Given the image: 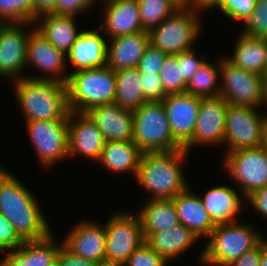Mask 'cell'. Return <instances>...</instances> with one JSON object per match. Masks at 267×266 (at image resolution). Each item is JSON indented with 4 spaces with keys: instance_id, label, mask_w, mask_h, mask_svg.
Segmentation results:
<instances>
[{
    "instance_id": "1",
    "label": "cell",
    "mask_w": 267,
    "mask_h": 266,
    "mask_svg": "<svg viewBox=\"0 0 267 266\" xmlns=\"http://www.w3.org/2000/svg\"><path fill=\"white\" fill-rule=\"evenodd\" d=\"M28 189L0 166V213L24 241L42 239L52 232L38 200Z\"/></svg>"
},
{
    "instance_id": "2",
    "label": "cell",
    "mask_w": 267,
    "mask_h": 266,
    "mask_svg": "<svg viewBox=\"0 0 267 266\" xmlns=\"http://www.w3.org/2000/svg\"><path fill=\"white\" fill-rule=\"evenodd\" d=\"M187 154L184 149L142 154L135 178L151 193L150 199H173L189 187L181 169Z\"/></svg>"
},
{
    "instance_id": "3",
    "label": "cell",
    "mask_w": 267,
    "mask_h": 266,
    "mask_svg": "<svg viewBox=\"0 0 267 266\" xmlns=\"http://www.w3.org/2000/svg\"><path fill=\"white\" fill-rule=\"evenodd\" d=\"M14 86L26 121L68 120L66 84L24 77L16 80Z\"/></svg>"
},
{
    "instance_id": "4",
    "label": "cell",
    "mask_w": 267,
    "mask_h": 266,
    "mask_svg": "<svg viewBox=\"0 0 267 266\" xmlns=\"http://www.w3.org/2000/svg\"><path fill=\"white\" fill-rule=\"evenodd\" d=\"M66 83L70 111L86 113L100 104L114 103L115 71L107 66L72 72Z\"/></svg>"
},
{
    "instance_id": "5",
    "label": "cell",
    "mask_w": 267,
    "mask_h": 266,
    "mask_svg": "<svg viewBox=\"0 0 267 266\" xmlns=\"http://www.w3.org/2000/svg\"><path fill=\"white\" fill-rule=\"evenodd\" d=\"M245 223L237 221L216 225L207 237L210 238L199 257L201 264L210 266H227L259 244L262 235Z\"/></svg>"
},
{
    "instance_id": "6",
    "label": "cell",
    "mask_w": 267,
    "mask_h": 266,
    "mask_svg": "<svg viewBox=\"0 0 267 266\" xmlns=\"http://www.w3.org/2000/svg\"><path fill=\"white\" fill-rule=\"evenodd\" d=\"M199 13L200 10L191 6H181L148 31L149 43L168 55L193 49L194 41L202 31Z\"/></svg>"
},
{
    "instance_id": "7",
    "label": "cell",
    "mask_w": 267,
    "mask_h": 266,
    "mask_svg": "<svg viewBox=\"0 0 267 266\" xmlns=\"http://www.w3.org/2000/svg\"><path fill=\"white\" fill-rule=\"evenodd\" d=\"M133 113V142L143 153L183 149L173 138L161 101L146 102Z\"/></svg>"
},
{
    "instance_id": "8",
    "label": "cell",
    "mask_w": 267,
    "mask_h": 266,
    "mask_svg": "<svg viewBox=\"0 0 267 266\" xmlns=\"http://www.w3.org/2000/svg\"><path fill=\"white\" fill-rule=\"evenodd\" d=\"M222 59V60H221ZM220 59L219 96L228 104L256 107L264 103V77L244 70L226 57Z\"/></svg>"
},
{
    "instance_id": "9",
    "label": "cell",
    "mask_w": 267,
    "mask_h": 266,
    "mask_svg": "<svg viewBox=\"0 0 267 266\" xmlns=\"http://www.w3.org/2000/svg\"><path fill=\"white\" fill-rule=\"evenodd\" d=\"M258 109L228 104L223 141L224 146L227 145L226 152L262 145L267 115H260Z\"/></svg>"
},
{
    "instance_id": "10",
    "label": "cell",
    "mask_w": 267,
    "mask_h": 266,
    "mask_svg": "<svg viewBox=\"0 0 267 266\" xmlns=\"http://www.w3.org/2000/svg\"><path fill=\"white\" fill-rule=\"evenodd\" d=\"M126 212V213H125ZM105 261L124 265L129 256L145 242L138 214L121 212L111 215L105 224Z\"/></svg>"
},
{
    "instance_id": "11",
    "label": "cell",
    "mask_w": 267,
    "mask_h": 266,
    "mask_svg": "<svg viewBox=\"0 0 267 266\" xmlns=\"http://www.w3.org/2000/svg\"><path fill=\"white\" fill-rule=\"evenodd\" d=\"M224 166L242 197L267 186V155L262 146L225 152Z\"/></svg>"
},
{
    "instance_id": "12",
    "label": "cell",
    "mask_w": 267,
    "mask_h": 266,
    "mask_svg": "<svg viewBox=\"0 0 267 266\" xmlns=\"http://www.w3.org/2000/svg\"><path fill=\"white\" fill-rule=\"evenodd\" d=\"M31 142L43 167L68 158V120L25 121Z\"/></svg>"
},
{
    "instance_id": "13",
    "label": "cell",
    "mask_w": 267,
    "mask_h": 266,
    "mask_svg": "<svg viewBox=\"0 0 267 266\" xmlns=\"http://www.w3.org/2000/svg\"><path fill=\"white\" fill-rule=\"evenodd\" d=\"M34 23L0 24V77L19 80L26 68L27 42L30 32L26 26ZM25 28V29H24Z\"/></svg>"
},
{
    "instance_id": "14",
    "label": "cell",
    "mask_w": 267,
    "mask_h": 266,
    "mask_svg": "<svg viewBox=\"0 0 267 266\" xmlns=\"http://www.w3.org/2000/svg\"><path fill=\"white\" fill-rule=\"evenodd\" d=\"M227 107L221 96L201 98L193 137L183 149L189 152L196 145L223 144Z\"/></svg>"
},
{
    "instance_id": "15",
    "label": "cell",
    "mask_w": 267,
    "mask_h": 266,
    "mask_svg": "<svg viewBox=\"0 0 267 266\" xmlns=\"http://www.w3.org/2000/svg\"><path fill=\"white\" fill-rule=\"evenodd\" d=\"M161 102L173 138L183 148L193 137L201 97L187 92L172 93Z\"/></svg>"
},
{
    "instance_id": "16",
    "label": "cell",
    "mask_w": 267,
    "mask_h": 266,
    "mask_svg": "<svg viewBox=\"0 0 267 266\" xmlns=\"http://www.w3.org/2000/svg\"><path fill=\"white\" fill-rule=\"evenodd\" d=\"M66 54L56 49L35 27L31 29L27 42L26 66L31 64L46 76L34 77V80L57 81L66 84L69 75L63 76L66 64ZM49 76H48V75Z\"/></svg>"
},
{
    "instance_id": "17",
    "label": "cell",
    "mask_w": 267,
    "mask_h": 266,
    "mask_svg": "<svg viewBox=\"0 0 267 266\" xmlns=\"http://www.w3.org/2000/svg\"><path fill=\"white\" fill-rule=\"evenodd\" d=\"M104 144L101 131L87 113L69 112V157L80 154L97 162L100 160Z\"/></svg>"
},
{
    "instance_id": "18",
    "label": "cell",
    "mask_w": 267,
    "mask_h": 266,
    "mask_svg": "<svg viewBox=\"0 0 267 266\" xmlns=\"http://www.w3.org/2000/svg\"><path fill=\"white\" fill-rule=\"evenodd\" d=\"M72 254L96 263L105 261V226L83 220L77 224L62 241Z\"/></svg>"
},
{
    "instance_id": "19",
    "label": "cell",
    "mask_w": 267,
    "mask_h": 266,
    "mask_svg": "<svg viewBox=\"0 0 267 266\" xmlns=\"http://www.w3.org/2000/svg\"><path fill=\"white\" fill-rule=\"evenodd\" d=\"M103 22L99 24L109 39L145 31L142 28L137 0H103Z\"/></svg>"
},
{
    "instance_id": "20",
    "label": "cell",
    "mask_w": 267,
    "mask_h": 266,
    "mask_svg": "<svg viewBox=\"0 0 267 266\" xmlns=\"http://www.w3.org/2000/svg\"><path fill=\"white\" fill-rule=\"evenodd\" d=\"M97 124L105 142L133 141V113L116 103L100 104L86 112Z\"/></svg>"
},
{
    "instance_id": "21",
    "label": "cell",
    "mask_w": 267,
    "mask_h": 266,
    "mask_svg": "<svg viewBox=\"0 0 267 266\" xmlns=\"http://www.w3.org/2000/svg\"><path fill=\"white\" fill-rule=\"evenodd\" d=\"M53 236L51 232L45 238L24 241L19 248L5 254L0 266H55L63 242L56 243Z\"/></svg>"
},
{
    "instance_id": "22",
    "label": "cell",
    "mask_w": 267,
    "mask_h": 266,
    "mask_svg": "<svg viewBox=\"0 0 267 266\" xmlns=\"http://www.w3.org/2000/svg\"><path fill=\"white\" fill-rule=\"evenodd\" d=\"M99 31V27L97 30H82L66 54L70 65L76 69L74 72L107 65L108 41Z\"/></svg>"
},
{
    "instance_id": "23",
    "label": "cell",
    "mask_w": 267,
    "mask_h": 266,
    "mask_svg": "<svg viewBox=\"0 0 267 266\" xmlns=\"http://www.w3.org/2000/svg\"><path fill=\"white\" fill-rule=\"evenodd\" d=\"M107 44V67L113 71L136 68L149 43L148 31L122 35Z\"/></svg>"
},
{
    "instance_id": "24",
    "label": "cell",
    "mask_w": 267,
    "mask_h": 266,
    "mask_svg": "<svg viewBox=\"0 0 267 266\" xmlns=\"http://www.w3.org/2000/svg\"><path fill=\"white\" fill-rule=\"evenodd\" d=\"M189 190L190 187L173 198L179 222L199 239L207 238L216 225L204 208L200 196H196Z\"/></svg>"
},
{
    "instance_id": "25",
    "label": "cell",
    "mask_w": 267,
    "mask_h": 266,
    "mask_svg": "<svg viewBox=\"0 0 267 266\" xmlns=\"http://www.w3.org/2000/svg\"><path fill=\"white\" fill-rule=\"evenodd\" d=\"M236 190L228 186H216L200 197L204 208L215 225L236 222L242 208V200ZM242 199V200H241Z\"/></svg>"
},
{
    "instance_id": "26",
    "label": "cell",
    "mask_w": 267,
    "mask_h": 266,
    "mask_svg": "<svg viewBox=\"0 0 267 266\" xmlns=\"http://www.w3.org/2000/svg\"><path fill=\"white\" fill-rule=\"evenodd\" d=\"M145 242L167 261L175 260L199 239L191 230L179 223L169 230L144 235Z\"/></svg>"
},
{
    "instance_id": "27",
    "label": "cell",
    "mask_w": 267,
    "mask_h": 266,
    "mask_svg": "<svg viewBox=\"0 0 267 266\" xmlns=\"http://www.w3.org/2000/svg\"><path fill=\"white\" fill-rule=\"evenodd\" d=\"M74 18L75 16L45 14L37 18L35 28L56 49L67 54L81 33L77 30Z\"/></svg>"
},
{
    "instance_id": "28",
    "label": "cell",
    "mask_w": 267,
    "mask_h": 266,
    "mask_svg": "<svg viewBox=\"0 0 267 266\" xmlns=\"http://www.w3.org/2000/svg\"><path fill=\"white\" fill-rule=\"evenodd\" d=\"M226 58L244 70L263 76L267 69V39L240 33L234 55Z\"/></svg>"
},
{
    "instance_id": "29",
    "label": "cell",
    "mask_w": 267,
    "mask_h": 266,
    "mask_svg": "<svg viewBox=\"0 0 267 266\" xmlns=\"http://www.w3.org/2000/svg\"><path fill=\"white\" fill-rule=\"evenodd\" d=\"M143 152L133 141L105 142L100 160L106 169L117 173H133L136 177Z\"/></svg>"
},
{
    "instance_id": "30",
    "label": "cell",
    "mask_w": 267,
    "mask_h": 266,
    "mask_svg": "<svg viewBox=\"0 0 267 266\" xmlns=\"http://www.w3.org/2000/svg\"><path fill=\"white\" fill-rule=\"evenodd\" d=\"M137 214L141 221L143 235L169 230L180 223L173 199H149Z\"/></svg>"
},
{
    "instance_id": "31",
    "label": "cell",
    "mask_w": 267,
    "mask_h": 266,
    "mask_svg": "<svg viewBox=\"0 0 267 266\" xmlns=\"http://www.w3.org/2000/svg\"><path fill=\"white\" fill-rule=\"evenodd\" d=\"M115 77L114 103L126 110L135 111L148 102L143 95L141 73L137 67L115 71Z\"/></svg>"
},
{
    "instance_id": "32",
    "label": "cell",
    "mask_w": 267,
    "mask_h": 266,
    "mask_svg": "<svg viewBox=\"0 0 267 266\" xmlns=\"http://www.w3.org/2000/svg\"><path fill=\"white\" fill-rule=\"evenodd\" d=\"M220 62L215 66L206 61L187 83L186 92L201 98L219 96Z\"/></svg>"
},
{
    "instance_id": "33",
    "label": "cell",
    "mask_w": 267,
    "mask_h": 266,
    "mask_svg": "<svg viewBox=\"0 0 267 266\" xmlns=\"http://www.w3.org/2000/svg\"><path fill=\"white\" fill-rule=\"evenodd\" d=\"M142 28L149 31L160 25L181 6L174 0H137Z\"/></svg>"
},
{
    "instance_id": "34",
    "label": "cell",
    "mask_w": 267,
    "mask_h": 266,
    "mask_svg": "<svg viewBox=\"0 0 267 266\" xmlns=\"http://www.w3.org/2000/svg\"><path fill=\"white\" fill-rule=\"evenodd\" d=\"M34 23L32 0H0V24Z\"/></svg>"
},
{
    "instance_id": "35",
    "label": "cell",
    "mask_w": 267,
    "mask_h": 266,
    "mask_svg": "<svg viewBox=\"0 0 267 266\" xmlns=\"http://www.w3.org/2000/svg\"><path fill=\"white\" fill-rule=\"evenodd\" d=\"M159 75L167 94L186 92L187 83L182 78L181 66L175 55L166 57Z\"/></svg>"
},
{
    "instance_id": "36",
    "label": "cell",
    "mask_w": 267,
    "mask_h": 266,
    "mask_svg": "<svg viewBox=\"0 0 267 266\" xmlns=\"http://www.w3.org/2000/svg\"><path fill=\"white\" fill-rule=\"evenodd\" d=\"M243 34L267 39V0H256L251 16L244 23Z\"/></svg>"
},
{
    "instance_id": "37",
    "label": "cell",
    "mask_w": 267,
    "mask_h": 266,
    "mask_svg": "<svg viewBox=\"0 0 267 266\" xmlns=\"http://www.w3.org/2000/svg\"><path fill=\"white\" fill-rule=\"evenodd\" d=\"M256 0H220L219 7L223 14L234 21L245 23L255 8Z\"/></svg>"
},
{
    "instance_id": "38",
    "label": "cell",
    "mask_w": 267,
    "mask_h": 266,
    "mask_svg": "<svg viewBox=\"0 0 267 266\" xmlns=\"http://www.w3.org/2000/svg\"><path fill=\"white\" fill-rule=\"evenodd\" d=\"M167 263L169 261L144 242L135 249L123 266H167Z\"/></svg>"
},
{
    "instance_id": "39",
    "label": "cell",
    "mask_w": 267,
    "mask_h": 266,
    "mask_svg": "<svg viewBox=\"0 0 267 266\" xmlns=\"http://www.w3.org/2000/svg\"><path fill=\"white\" fill-rule=\"evenodd\" d=\"M167 56L168 54L149 44L137 68L141 74H159Z\"/></svg>"
},
{
    "instance_id": "40",
    "label": "cell",
    "mask_w": 267,
    "mask_h": 266,
    "mask_svg": "<svg viewBox=\"0 0 267 266\" xmlns=\"http://www.w3.org/2000/svg\"><path fill=\"white\" fill-rule=\"evenodd\" d=\"M196 51L193 49L175 54L179 66H181L182 78L188 83L194 74L206 62V56H196Z\"/></svg>"
},
{
    "instance_id": "41",
    "label": "cell",
    "mask_w": 267,
    "mask_h": 266,
    "mask_svg": "<svg viewBox=\"0 0 267 266\" xmlns=\"http://www.w3.org/2000/svg\"><path fill=\"white\" fill-rule=\"evenodd\" d=\"M24 240L14 226L0 213V251H12L19 248Z\"/></svg>"
},
{
    "instance_id": "42",
    "label": "cell",
    "mask_w": 267,
    "mask_h": 266,
    "mask_svg": "<svg viewBox=\"0 0 267 266\" xmlns=\"http://www.w3.org/2000/svg\"><path fill=\"white\" fill-rule=\"evenodd\" d=\"M141 80L143 95L148 102L162 101L168 95L159 74H141Z\"/></svg>"
},
{
    "instance_id": "43",
    "label": "cell",
    "mask_w": 267,
    "mask_h": 266,
    "mask_svg": "<svg viewBox=\"0 0 267 266\" xmlns=\"http://www.w3.org/2000/svg\"><path fill=\"white\" fill-rule=\"evenodd\" d=\"M95 0H57V5L53 15L75 16L83 14L85 10L91 8Z\"/></svg>"
},
{
    "instance_id": "44",
    "label": "cell",
    "mask_w": 267,
    "mask_h": 266,
    "mask_svg": "<svg viewBox=\"0 0 267 266\" xmlns=\"http://www.w3.org/2000/svg\"><path fill=\"white\" fill-rule=\"evenodd\" d=\"M55 266H96V262L76 256L62 245L58 252Z\"/></svg>"
},
{
    "instance_id": "45",
    "label": "cell",
    "mask_w": 267,
    "mask_h": 266,
    "mask_svg": "<svg viewBox=\"0 0 267 266\" xmlns=\"http://www.w3.org/2000/svg\"><path fill=\"white\" fill-rule=\"evenodd\" d=\"M244 200L267 219V186L252 192Z\"/></svg>"
},
{
    "instance_id": "46",
    "label": "cell",
    "mask_w": 267,
    "mask_h": 266,
    "mask_svg": "<svg viewBox=\"0 0 267 266\" xmlns=\"http://www.w3.org/2000/svg\"><path fill=\"white\" fill-rule=\"evenodd\" d=\"M261 265V239L259 244L252 250L244 253L238 259L230 262L227 266H260Z\"/></svg>"
},
{
    "instance_id": "47",
    "label": "cell",
    "mask_w": 267,
    "mask_h": 266,
    "mask_svg": "<svg viewBox=\"0 0 267 266\" xmlns=\"http://www.w3.org/2000/svg\"><path fill=\"white\" fill-rule=\"evenodd\" d=\"M34 6V24L38 17L52 14L55 11L57 0H32Z\"/></svg>"
},
{
    "instance_id": "48",
    "label": "cell",
    "mask_w": 267,
    "mask_h": 266,
    "mask_svg": "<svg viewBox=\"0 0 267 266\" xmlns=\"http://www.w3.org/2000/svg\"><path fill=\"white\" fill-rule=\"evenodd\" d=\"M220 0H192L191 7L196 10L204 11L215 7Z\"/></svg>"
},
{
    "instance_id": "49",
    "label": "cell",
    "mask_w": 267,
    "mask_h": 266,
    "mask_svg": "<svg viewBox=\"0 0 267 266\" xmlns=\"http://www.w3.org/2000/svg\"><path fill=\"white\" fill-rule=\"evenodd\" d=\"M267 266V240L261 238V265Z\"/></svg>"
},
{
    "instance_id": "50",
    "label": "cell",
    "mask_w": 267,
    "mask_h": 266,
    "mask_svg": "<svg viewBox=\"0 0 267 266\" xmlns=\"http://www.w3.org/2000/svg\"><path fill=\"white\" fill-rule=\"evenodd\" d=\"M96 266H122V265H119V264L113 263V262L102 261V262L96 263Z\"/></svg>"
},
{
    "instance_id": "51",
    "label": "cell",
    "mask_w": 267,
    "mask_h": 266,
    "mask_svg": "<svg viewBox=\"0 0 267 266\" xmlns=\"http://www.w3.org/2000/svg\"><path fill=\"white\" fill-rule=\"evenodd\" d=\"M180 6H191L192 0H174Z\"/></svg>"
},
{
    "instance_id": "52",
    "label": "cell",
    "mask_w": 267,
    "mask_h": 266,
    "mask_svg": "<svg viewBox=\"0 0 267 266\" xmlns=\"http://www.w3.org/2000/svg\"><path fill=\"white\" fill-rule=\"evenodd\" d=\"M261 146L263 147V149H264V151H265V153L267 155V130H266V132L264 134V138L262 140V145Z\"/></svg>"
},
{
    "instance_id": "53",
    "label": "cell",
    "mask_w": 267,
    "mask_h": 266,
    "mask_svg": "<svg viewBox=\"0 0 267 266\" xmlns=\"http://www.w3.org/2000/svg\"><path fill=\"white\" fill-rule=\"evenodd\" d=\"M264 82H265V89H264V104L263 105L267 106V81H264Z\"/></svg>"
},
{
    "instance_id": "54",
    "label": "cell",
    "mask_w": 267,
    "mask_h": 266,
    "mask_svg": "<svg viewBox=\"0 0 267 266\" xmlns=\"http://www.w3.org/2000/svg\"><path fill=\"white\" fill-rule=\"evenodd\" d=\"M263 77H264V81H267V69H266V71H265Z\"/></svg>"
}]
</instances>
